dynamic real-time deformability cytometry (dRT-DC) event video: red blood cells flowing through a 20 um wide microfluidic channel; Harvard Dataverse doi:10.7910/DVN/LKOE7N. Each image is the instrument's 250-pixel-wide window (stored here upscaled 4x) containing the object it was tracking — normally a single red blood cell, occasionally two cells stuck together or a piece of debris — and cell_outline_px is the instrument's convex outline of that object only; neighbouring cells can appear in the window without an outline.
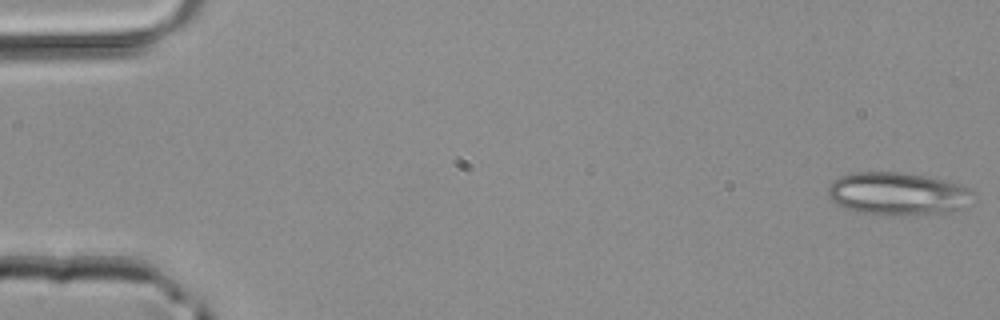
{"species": "common noctule bat (a hibernating species)", "species_latin": "Nyctalus noctula", "temperature_condition": "room temperature", "stored_images_in_passage": 44, "camera_frame_rate_fps": 3000, "um_per_image_px": 0.085, "animal": {"sex": "male", "body_mass_g": 20.4}, "frame": {"image": 1, "passage_image": 1, "time_ms": 0.0, "image_size_px": [1000, 320], "cell_outline_px": [[976, 192], [964, 208], [940, 212], [884, 216], [844, 208], [836, 204], [828, 196], [828, 188], [832, 180], [840, 176], [856, 172], [900, 172], [924, 176], [956, 184], [968, 188]], "centroid_in_image_um": [76.25, 16.46], "position_along_channel_um": 8.8, "area_um2": 35.78}}
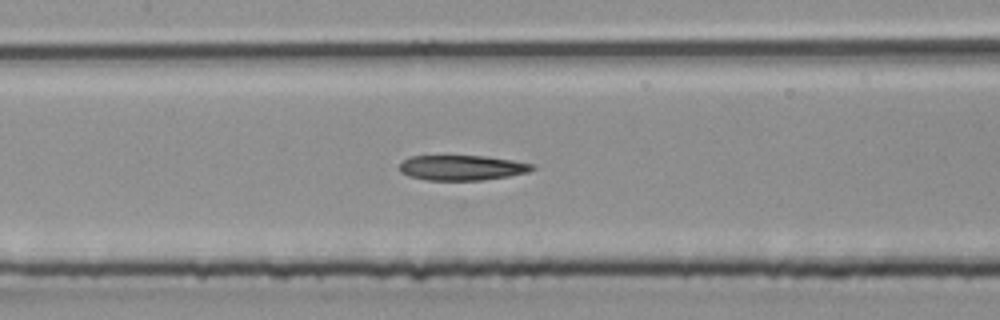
{"frame": {"image": 2, "passage_image": 21, "time_ms": 6.667, "image_size_px": [1000, 320], "cell_outline_px": [[536, 168], [528, 172], [508, 176], [484, 180], [428, 180], [408, 176], [400, 172], [400, 164], [408, 156], [488, 156], [536, 164]], "centroid_in_image_um": [39.29, 14.25], "position_along_channel_um": 168.1, "area_um2": 19.54}}
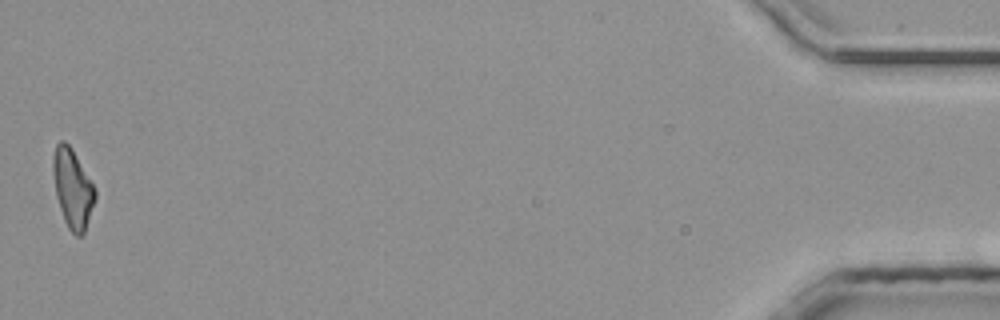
{"frame": {"image": 3, "passage_image": 44, "time_ms": 14.333, "image_size_px": [1000, 320], "cell_outline_px": [[96, 196], [84, 232], [80, 236], [76, 236], [68, 228], [64, 220], [56, 196], [52, 168], [52, 160], [56, 144], [60, 140], [64, 140], [72, 148], [96, 188]], "centroid_in_image_um": [6.16, 15.99], "position_along_channel_um": 429.0, "area_um2": 19.31}}